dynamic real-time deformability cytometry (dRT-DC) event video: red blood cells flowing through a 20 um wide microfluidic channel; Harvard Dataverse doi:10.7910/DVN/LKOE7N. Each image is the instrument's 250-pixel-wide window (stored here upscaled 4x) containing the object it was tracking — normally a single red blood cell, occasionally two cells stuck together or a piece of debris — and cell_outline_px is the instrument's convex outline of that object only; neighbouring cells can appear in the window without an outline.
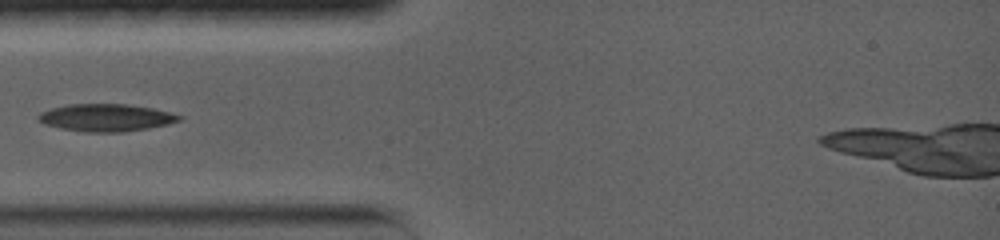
{"species": "common noctule bat (a hibernating species)", "species_latin": "Nyctalus noctula", "temperature_condition": "warm", "stored_images_in_passage": 7, "camera_frame_rate_fps": 5000, "um_per_image_px": 0.085, "animal": {"sex": "female", "body_mass_g": 19.0, "forearm_length_mm": 56.7}, "frame": {"image": 1, "passage_image": 1, "time_ms": 0.0, "image_size_px": [1000, 240], "cell_outline_px": [[184, 116], [180, 120], [168, 124], [148, 128], [124, 132], [84, 132], [60, 128], [44, 124], [36, 116], [40, 112], [52, 108], [68, 104], [128, 104], [152, 108]], "centroid_in_image_um": [9.01, 10.0], "position_along_channel_um": 76.0, "area_um2": 22.48}}
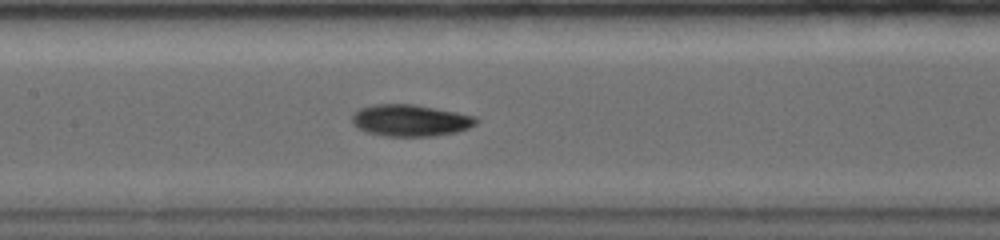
{"frame": {"image": 2, "passage_image": 5, "time_ms": 2.6, "image_size_px": [1000, 240], "cell_outline_px": [[480, 120], [476, 124], [468, 128], [456, 132], [432, 136], [388, 136], [368, 132], [356, 128], [352, 124], [352, 116], [360, 108], [372, 104], [416, 104], [476, 116]], "centroid_in_image_um": [34.89, 10.23], "position_along_channel_um": 172.5, "area_um2": 23.0}}
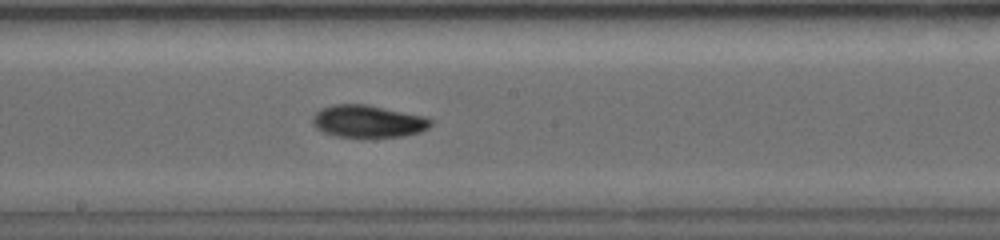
{"frame": {"image": 3, "passage_image": 7, "time_ms": 3.8, "image_size_px": [1000, 240], "cell_outline_px": [[432, 124], [428, 128], [420, 132], [404, 136], [336, 136], [324, 132], [316, 128], [312, 124], [312, 116], [320, 108], [332, 104], [368, 104], [424, 116], [432, 120]], "centroid_in_image_um": [31.26, 10.29], "position_along_channel_um": 216.9, "area_um2": 22.2}}